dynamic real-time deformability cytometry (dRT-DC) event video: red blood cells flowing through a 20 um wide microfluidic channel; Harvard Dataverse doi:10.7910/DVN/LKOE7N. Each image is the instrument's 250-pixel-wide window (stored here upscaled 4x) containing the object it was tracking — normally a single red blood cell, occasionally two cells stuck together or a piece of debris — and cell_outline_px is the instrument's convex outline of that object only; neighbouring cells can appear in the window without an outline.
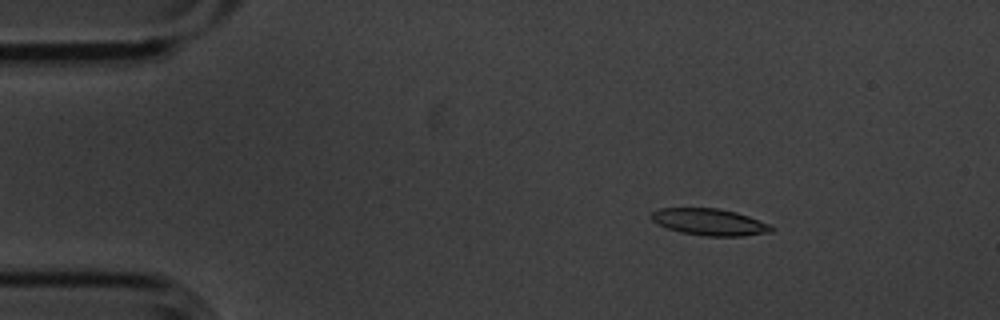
{"species": "common noctule bat (a hibernating species)", "species_latin": "Nyctalus noctula", "temperature_condition": "cold", "stored_images_in_passage": 4, "camera_frame_rate_fps": 3000, "um_per_image_px": 0.085, "animal": {"sex": "male", "body_mass_g": 20.1, "forearm_length_mm": 53.5}, "frame": {"image": 1, "passage_image": 2, "time_ms": 0.333, "image_size_px": [1000, 320], "cell_outline_px": [[776, 228], [772, 232], [744, 236], [704, 236], [680, 232], [656, 224], [648, 216], [652, 212], [660, 208], [720, 208], [736, 212], [748, 216], [768, 224]], "centroid_in_image_um": [60.29, 18.87], "position_along_channel_um": 24.7, "area_um2": 18.84}}